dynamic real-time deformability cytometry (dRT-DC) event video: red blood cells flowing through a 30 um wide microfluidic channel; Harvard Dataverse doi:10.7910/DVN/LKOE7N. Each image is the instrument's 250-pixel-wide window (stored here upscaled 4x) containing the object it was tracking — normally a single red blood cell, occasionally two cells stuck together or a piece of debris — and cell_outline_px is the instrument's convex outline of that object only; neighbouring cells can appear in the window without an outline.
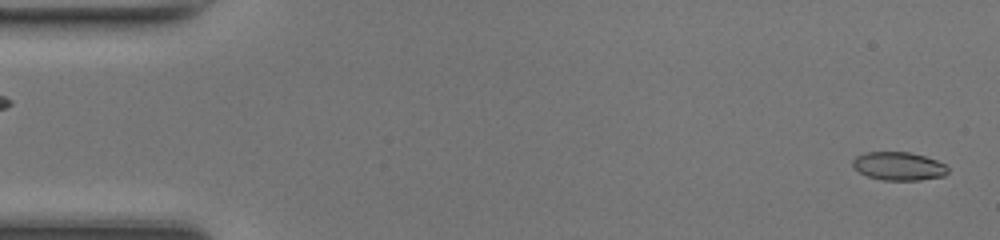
{"species": "common noctule bat (a hibernating species)", "species_latin": "Nyctalus noctula", "temperature_condition": "room temperature", "stored_images_in_passage": 47, "camera_frame_rate_fps": 3000, "um_per_image_px": 0.085, "animal": {"sex": "female", "body_mass_g": 17.0, "forearm_length_mm": 48.0}, "frame": {"image": 1, "passage_image": 1, "time_ms": 0.0, "image_size_px": [1000, 240], "cell_outline_px": [[948, 172], [944, 176], [920, 180], [880, 180], [868, 176], [860, 172], [852, 164], [852, 160], [856, 156], [864, 152], [908, 152], [924, 156], [936, 160], [944, 164], [948, 168]], "centroid_in_image_um": [76.38, 14.12], "position_along_channel_um": 8.6, "area_um2": 15.66}}
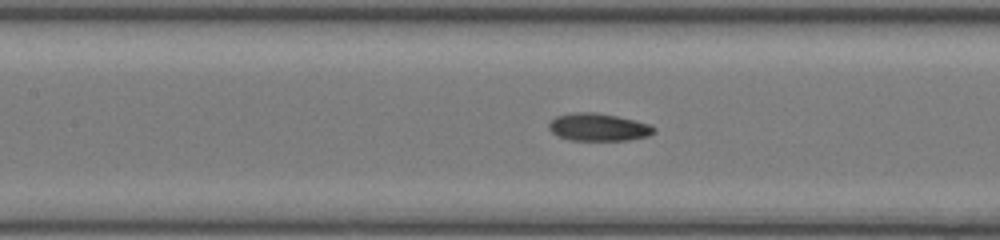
{"frame": {"image": 2, "passage_image": 21, "time_ms": 6.667, "image_size_px": [1000, 240], "cell_outline_px": [[656, 132], [648, 136], [628, 140], [568, 140], [556, 136], [548, 128], [548, 124], [556, 116], [572, 112], [596, 112], [616, 116], [648, 124], [656, 128]], "centroid_in_image_um": [50.83, 10.81], "position_along_channel_um": 156.6, "area_um2": 16.94}}
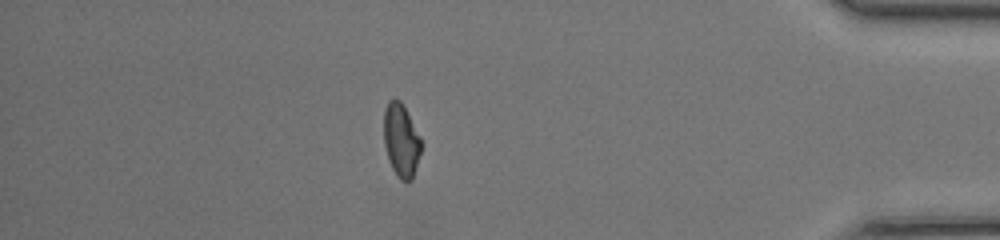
{"frame": {"image": 3, "passage_image": 41, "time_ms": 13.333, "image_size_px": [1000, 240], "cell_outline_px": [[420, 152], [412, 180], [400, 180], [396, 176], [388, 160], [384, 144], [384, 108], [388, 100], [400, 100], [404, 104], [420, 136]], "centroid_in_image_um": [34.08, 11.9], "position_along_channel_um": 401.1, "area_um2": 15.95}, "authors_computed_cell_mechanics": {"area_um2": 16.2996, "velocity_mm_per_s": 4.3516, "shape_relaxation_time_tau1_ms": null, "shape_relaxation_time_tau2_ms": 1.8503, "deformation_change_tau1": null, "deformation_change_tau2": 0.0792}}